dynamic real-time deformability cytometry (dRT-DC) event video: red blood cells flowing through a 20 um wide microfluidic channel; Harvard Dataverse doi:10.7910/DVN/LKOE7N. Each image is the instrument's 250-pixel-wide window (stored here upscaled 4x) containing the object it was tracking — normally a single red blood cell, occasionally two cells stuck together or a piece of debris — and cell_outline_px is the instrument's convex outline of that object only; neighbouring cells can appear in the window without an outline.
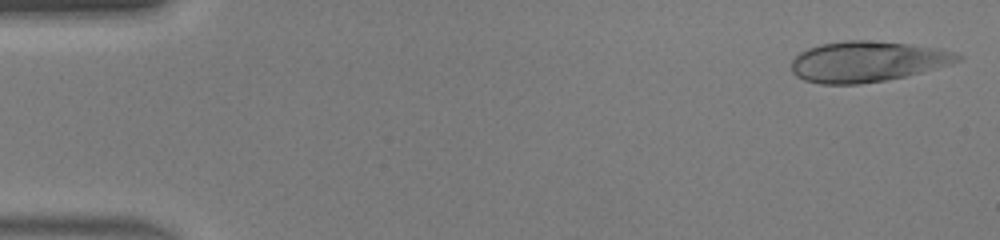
{"species": "human", "species_latin": "Homo sapiens", "temperature_condition": "warm", "stored_images_in_passage": 45, "camera_frame_rate_fps": 3000, "um_per_image_px": 0.085, "donor": {"sex": "male"}, "frame": {"image": 1, "passage_image": 1, "time_ms": 0.0, "image_size_px": [1000, 240], "cell_outline_px": [[964, 56], [960, 60], [952, 64], [908, 76], [888, 80], [860, 84], [820, 84], [804, 80], [796, 76], [792, 72], [792, 60], [800, 52], [808, 48], [820, 44], [844, 40], [864, 40], [912, 44], [936, 48], [956, 52]], "centroid_in_image_um": [73.74, 5.23], "position_along_channel_um": 11.3, "area_um2": 39.71}}
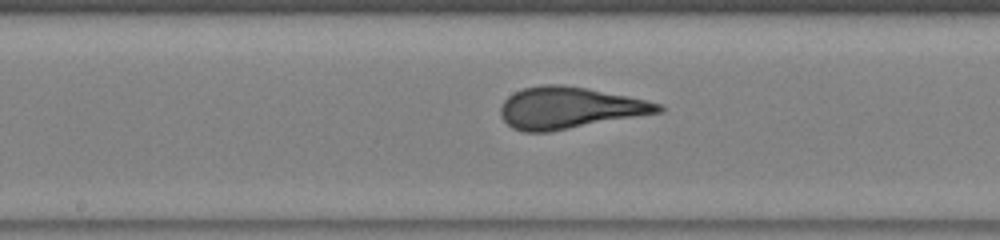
{"frame": {"image": 2, "passage_image": 23, "time_ms": 7.333, "image_size_px": [1000, 240], "cell_outline_px": [[664, 112], [548, 132], [524, 132], [512, 128], [500, 116], [500, 108], [504, 100], [508, 96], [524, 88], [544, 84], [556, 84], [584, 88], [628, 96], [648, 100], [660, 104], [664, 108]], "centroid_in_image_um": [48.41, 9.18], "position_along_channel_um": 199.8, "area_um2": 38.09}}
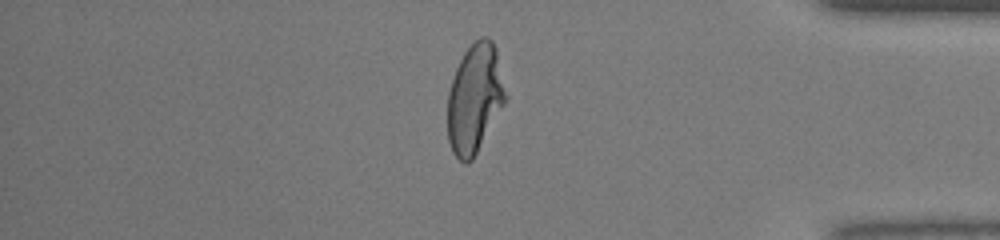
{"frame": {"image": 3, "passage_image": 38, "time_ms": 12.333, "image_size_px": [1000, 240], "cell_outline_px": [[508, 100], [472, 160], [468, 164], [464, 164], [452, 152], [448, 140], [448, 92], [456, 68], [464, 52], [480, 36], [484, 36], [492, 40], [496, 48], [508, 96]], "centroid_in_image_um": [40.38, 8.38], "position_along_channel_um": 394.8, "area_um2": 37.22}, "authors_computed_cell_mechanics": {"area_um2": 38.2058, "velocity_mm_per_s": 4.4656, "shape_relaxation_time_tau1_ms": 9.4567, "shape_relaxation_time_tau2_ms": null, "deformation_change_tau1": 0.3841, "deformation_change_tau2": null}}